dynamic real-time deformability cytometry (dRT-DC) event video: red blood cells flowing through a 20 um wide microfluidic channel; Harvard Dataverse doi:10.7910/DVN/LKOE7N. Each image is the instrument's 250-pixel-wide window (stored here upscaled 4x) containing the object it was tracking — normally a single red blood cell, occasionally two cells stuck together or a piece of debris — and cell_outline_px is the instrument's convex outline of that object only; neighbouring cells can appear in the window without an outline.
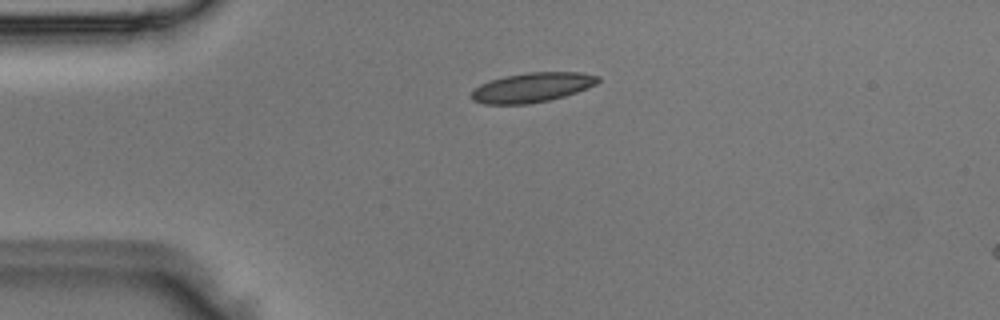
{"species": "Egyptian fruit bat (a non-hibernating species)", "species_latin": "Rousettus aegyptiacus", "temperature_condition": "room temperature", "stored_images_in_passage": 3, "camera_frame_rate_fps": 3000, "um_per_image_px": 0.085, "animal": {"sex": "male"}, "frame": {"image": 1, "passage_image": 1, "time_ms": 0.0, "image_size_px": [1000, 320], "cell_outline_px": [[600, 80], [596, 84], [588, 88], [564, 96], [548, 100], [528, 104], [484, 104], [472, 100], [472, 92], [480, 84], [504, 76], [528, 72], [580, 72], [600, 76]], "centroid_in_image_um": [45.25, 7.43], "position_along_channel_um": 39.7, "area_um2": 21.73}}
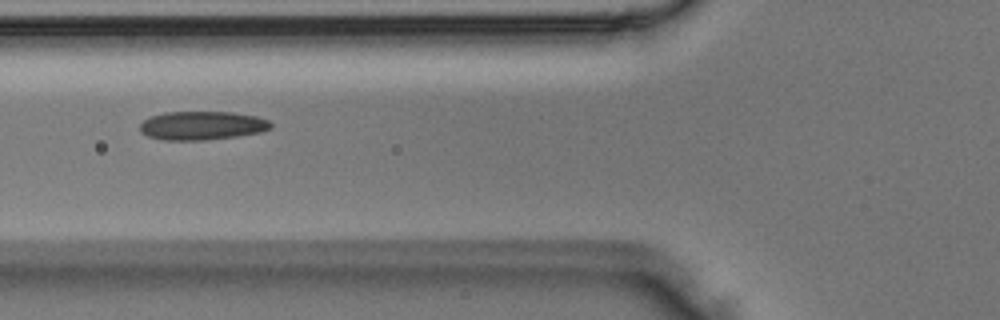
{"frame": {"image": 2, "passage_image": 3, "time_ms": 0.667, "image_size_px": [1000, 320], "cell_outline_px": [[272, 128], [260, 132], [236, 136], [208, 140], [164, 140], [148, 136], [140, 132], [140, 124], [148, 116], [164, 112], [232, 112], [256, 116], [268, 120], [272, 124]], "centroid_in_image_um": [17.15, 10.67], "position_along_channel_um": 108.7, "area_um2": 21.96}}